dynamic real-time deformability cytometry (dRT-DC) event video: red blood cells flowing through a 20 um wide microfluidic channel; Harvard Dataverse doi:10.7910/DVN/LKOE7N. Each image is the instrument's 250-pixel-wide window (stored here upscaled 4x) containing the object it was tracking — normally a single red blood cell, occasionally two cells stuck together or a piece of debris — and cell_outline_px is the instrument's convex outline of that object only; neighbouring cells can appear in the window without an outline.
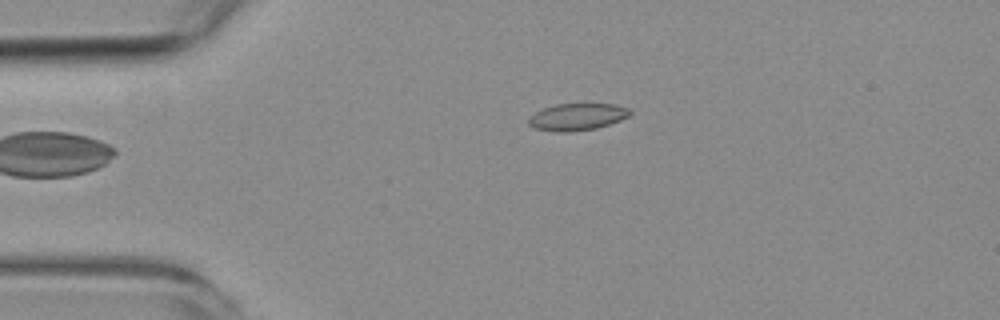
{"species": "common noctule bat (a hibernating species)", "species_latin": "Nyctalus noctula", "temperature_condition": "room temperature", "stored_images_in_passage": 4, "camera_frame_rate_fps": 3000, "um_per_image_px": 0.085, "animal": {"sex": "female", "body_mass_g": 19.3, "forearm_length_mm": 54.1}, "frame": {"image": 1, "passage_image": 4, "time_ms": 4.333, "image_size_px": [1000, 320], "cell_outline_px": [[632, 112], [628, 116], [620, 120], [596, 128], [568, 132], [556, 132], [532, 128], [528, 124], [528, 120], [536, 112], [544, 108], [556, 104], [616, 104], [628, 108]], "centroid_in_image_um": [49.05, 9.94], "position_along_channel_um": 36.0, "area_um2": 15.84}}